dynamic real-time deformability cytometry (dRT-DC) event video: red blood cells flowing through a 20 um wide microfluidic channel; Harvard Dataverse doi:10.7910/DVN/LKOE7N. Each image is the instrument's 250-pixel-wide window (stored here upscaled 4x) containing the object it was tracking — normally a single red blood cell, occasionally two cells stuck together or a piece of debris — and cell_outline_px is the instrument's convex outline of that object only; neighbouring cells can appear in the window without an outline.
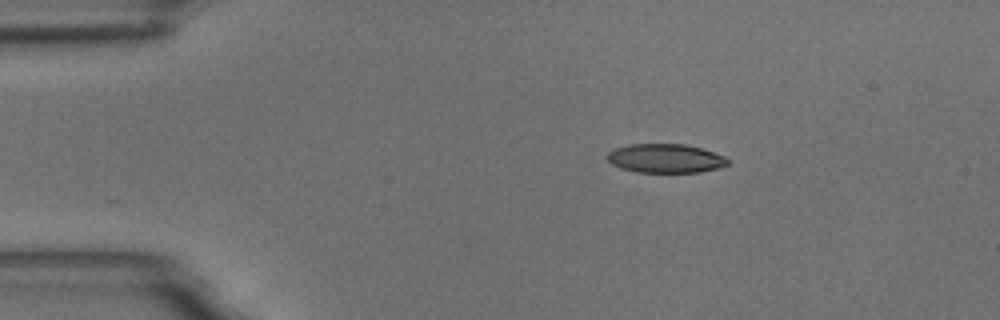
{"species": "common noctule bat (a hibernating species)", "species_latin": "Nyctalus noctula", "temperature_condition": "room temperature", "stored_images_in_passage": 47, "camera_frame_rate_fps": 3000, "um_per_image_px": 0.085, "animal": {"sex": "male", "body_mass_g": 18.8}, "frame": {"image": 1, "passage_image": 1, "time_ms": 0.0, "image_size_px": [1000, 320], "cell_outline_px": [[732, 160], [728, 164], [716, 168], [700, 172], [636, 172], [620, 168], [612, 164], [604, 156], [608, 152], [616, 148], [628, 144], [684, 144], [700, 148], [724, 156]], "centroid_in_image_um": [56.53, 13.46], "position_along_channel_um": 28.5, "area_um2": 20.35}}
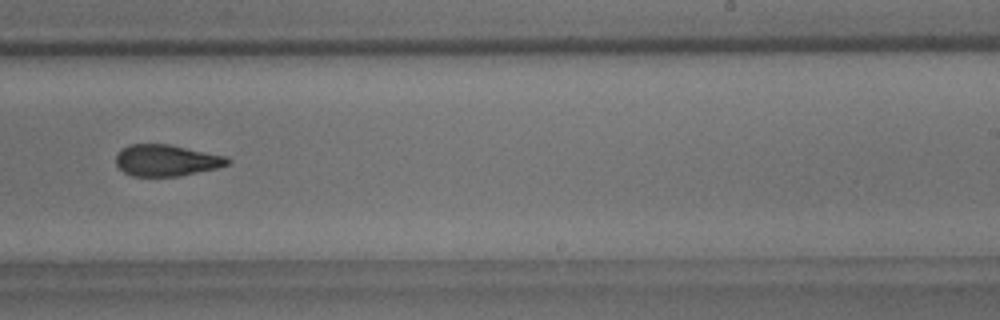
{"frame": {"image": 2, "passage_image": 26, "time_ms": 8.333, "image_size_px": [1000, 320], "cell_outline_px": [[232, 160], [228, 164], [216, 168], [180, 176], [132, 176], [124, 172], [116, 164], [116, 152], [120, 148], [128, 144], [168, 144], [228, 156]], "centroid_in_image_um": [14.13, 13.62], "position_along_channel_um": 274.9, "area_um2": 20.63}}
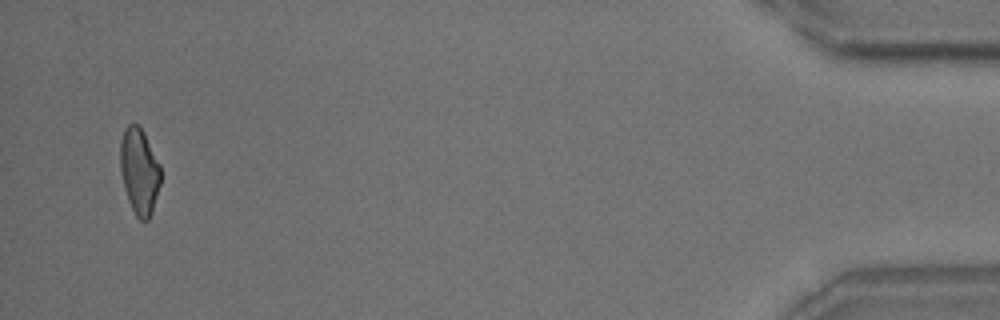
{"frame": {"image": 3, "passage_image": 45, "time_ms": 14.667, "image_size_px": [1000, 320], "cell_outline_px": [[160, 184], [152, 212], [148, 220], [140, 220], [136, 216], [128, 200], [124, 188], [120, 172], [120, 140], [124, 128], [128, 124], [140, 124], [160, 164]], "centroid_in_image_um": [11.83, 14.52], "position_along_channel_um": 423.4, "area_um2": 20.46}, "authors_computed_cell_mechanics": {"area_um2": 21.097, "velocity_mm_per_s": 3.6402, "shape_relaxation_time_tau1_ms": 10.0689, "shape_relaxation_time_tau2_ms": 3.3127, "deformation_change_tau1": 0.209, "deformation_change_tau2": 0.105}}